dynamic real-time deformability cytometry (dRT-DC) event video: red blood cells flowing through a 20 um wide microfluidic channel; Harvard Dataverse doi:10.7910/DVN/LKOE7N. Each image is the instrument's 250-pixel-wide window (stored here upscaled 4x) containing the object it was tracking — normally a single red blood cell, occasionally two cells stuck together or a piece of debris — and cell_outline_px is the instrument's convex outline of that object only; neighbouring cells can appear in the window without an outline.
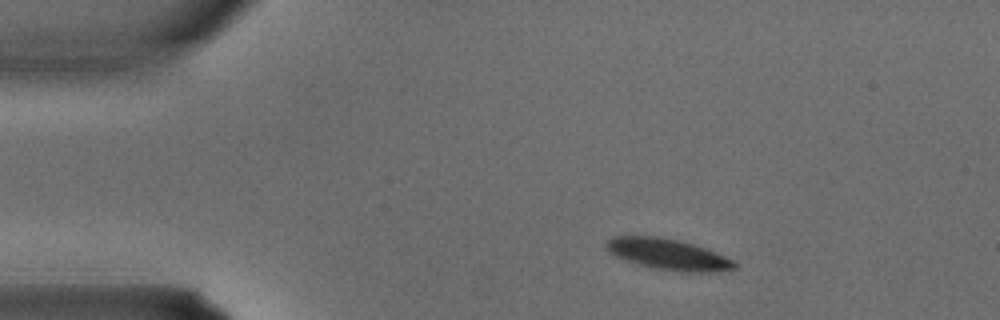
{"species": "common noctule bat (a hibernating species)", "species_latin": "Nyctalus noctula", "temperature_condition": "warm", "stored_images_in_passage": 2, "camera_frame_rate_fps": 3000, "um_per_image_px": 0.085, "animal": {"sex": "male", "body_mass_g": 15.6}, "frame": {"image": 1, "passage_image": 1, "time_ms": 0.0, "image_size_px": [1000, 320], "cell_outline_px": [[736, 268], [704, 272], [684, 272], [656, 268], [640, 264], [616, 256], [608, 252], [604, 244], [612, 236], [660, 236], [692, 244], [716, 252], [732, 260], [736, 264]], "centroid_in_image_um": [56.74, 21.6], "position_along_channel_um": 28.3, "area_um2": 22.66}}